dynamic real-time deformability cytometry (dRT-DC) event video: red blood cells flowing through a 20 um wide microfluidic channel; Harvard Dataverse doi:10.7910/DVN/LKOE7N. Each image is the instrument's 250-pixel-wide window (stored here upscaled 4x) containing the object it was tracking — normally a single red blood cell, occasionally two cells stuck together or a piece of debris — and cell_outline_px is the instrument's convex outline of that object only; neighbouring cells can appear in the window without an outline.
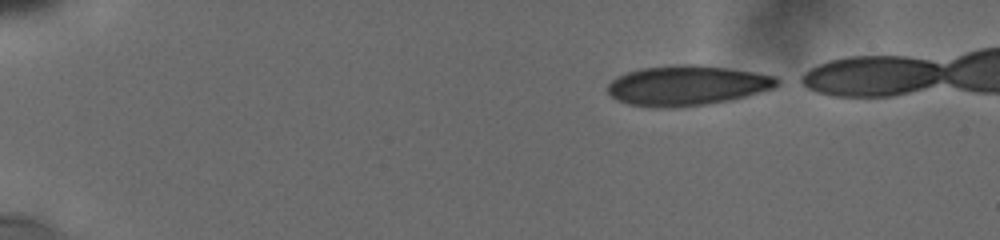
{"species": "human", "species_latin": "Homo sapiens", "temperature_condition": "cold", "stored_images_in_passage": 43, "camera_frame_rate_fps": 3000, "um_per_image_px": 0.085, "donor": {"sex": "male"}, "frame": {"image": 1, "passage_image": 1, "time_ms": 0.0, "image_size_px": [1000, 240], "cell_outline_px": [[784, 80], [780, 84], [772, 88], [732, 100], [708, 104], [664, 108], [628, 104], [616, 100], [608, 92], [608, 84], [616, 76], [628, 72], [644, 68], [684, 64], [696, 64], [756, 72], [776, 76]], "centroid_in_image_um": [58.44, 7.26], "position_along_channel_um": 26.6, "area_um2": 39.42}}
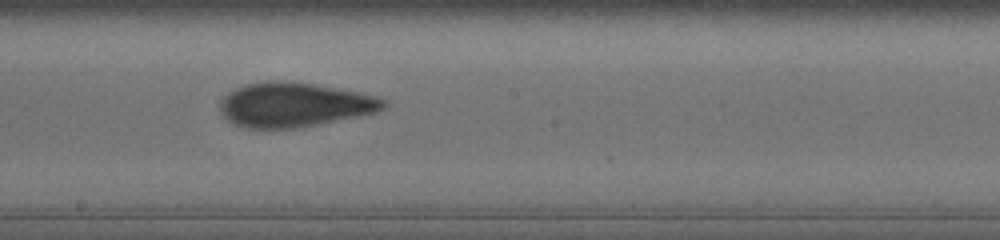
{"frame": {"image": 2, "passage_image": 26, "time_ms": 8.0, "image_size_px": [1000, 240], "cell_outline_px": [[388, 104], [384, 108], [376, 112], [296, 128], [244, 128], [228, 120], [220, 112], [220, 100], [228, 92], [236, 88], [248, 84], [276, 80], [312, 84], [356, 92], [372, 96], [384, 100]], "centroid_in_image_um": [24.95, 8.91], "position_along_channel_um": 223.2, "area_um2": 41.5}}
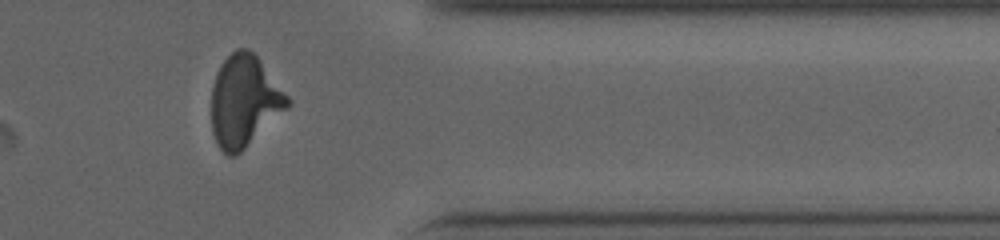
{"frame": {"image": 3, "passage_image": 38, "time_ms": 12.667, "image_size_px": [1000, 240], "cell_outline_px": [[292, 104], [288, 108], [236, 156], [228, 156], [220, 148], [212, 132], [212, 84], [216, 72], [220, 64], [236, 48], [248, 48], [260, 60], [292, 100]], "centroid_in_image_um": [20.77, 8.58], "position_along_channel_um": 390.6, "area_um2": 40.52}}